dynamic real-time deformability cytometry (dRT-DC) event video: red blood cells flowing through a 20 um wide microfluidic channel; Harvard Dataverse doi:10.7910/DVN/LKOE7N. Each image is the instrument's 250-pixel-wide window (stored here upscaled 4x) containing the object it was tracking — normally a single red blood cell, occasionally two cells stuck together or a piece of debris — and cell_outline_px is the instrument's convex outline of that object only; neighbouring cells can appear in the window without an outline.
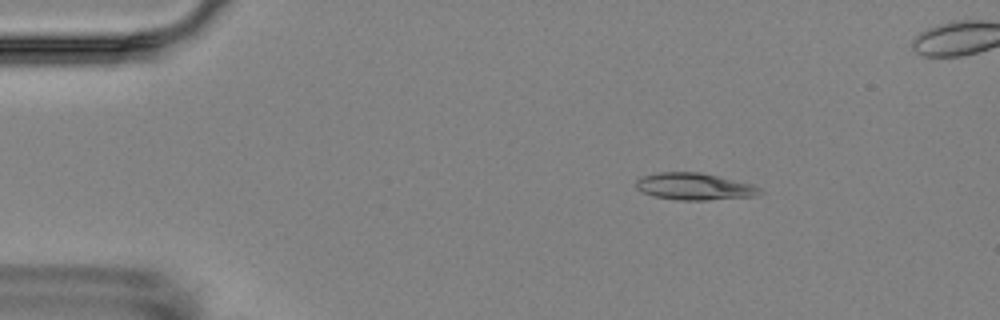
{"species": "Egyptian fruit bat (a non-hibernating species)", "species_latin": "Rousettus aegyptiacus", "temperature_condition": "room temperature", "stored_images_in_passage": 6, "camera_frame_rate_fps": 3000, "um_per_image_px": 0.085, "animal": {"sex": "female"}, "frame": {"image": 1, "passage_image": 3, "time_ms": 2.333, "image_size_px": [1000, 320], "cell_outline_px": [[764, 192], [756, 196], [708, 200], [676, 200], [652, 196], [636, 188], [636, 180], [640, 176], [656, 172], [700, 172], [752, 184], [760, 188]], "centroid_in_image_um": [59.0, 15.85], "position_along_channel_um": 26.0, "area_um2": 19.59}}